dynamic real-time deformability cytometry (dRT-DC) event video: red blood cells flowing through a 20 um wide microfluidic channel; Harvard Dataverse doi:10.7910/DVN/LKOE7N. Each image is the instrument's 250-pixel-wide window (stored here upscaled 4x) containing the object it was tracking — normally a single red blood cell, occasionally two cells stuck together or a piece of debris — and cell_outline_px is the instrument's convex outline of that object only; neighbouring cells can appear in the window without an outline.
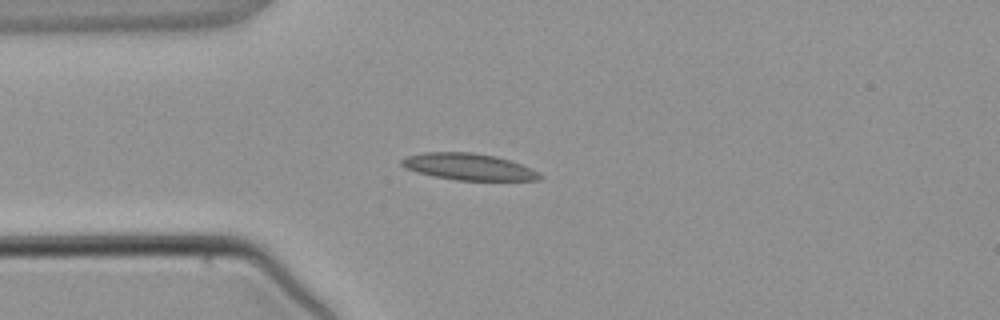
{"species": "common noctule bat (a hibernating species)", "species_latin": "Nyctalus noctula", "temperature_condition": "warm", "stored_images_in_passage": 3, "camera_frame_rate_fps": 3000, "um_per_image_px": 0.085, "animal": {"sex": "male", "body_mass_g": 21.5, "forearm_length_mm": 52.0}, "frame": {"image": 1, "passage_image": 2, "time_ms": 1.333, "image_size_px": [1000, 320], "cell_outline_px": [[540, 180], [456, 180], [432, 176], [416, 172], [404, 168], [400, 164], [400, 160], [404, 156], [424, 152], [472, 152], [496, 156], [520, 164], [536, 172], [540, 176]], "centroid_in_image_um": [39.7, 14.16], "position_along_channel_um": 45.3, "area_um2": 21.33}}
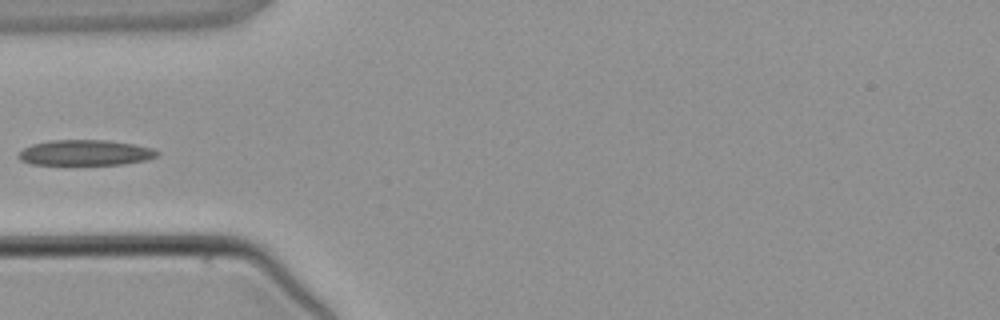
{"frame": {"image": 2, "passage_image": 3, "time_ms": 2.333, "image_size_px": [1000, 320], "cell_outline_px": [[160, 152], [156, 156], [148, 160], [124, 164], [32, 164], [20, 160], [16, 156], [24, 148], [32, 144], [48, 140], [108, 140], [132, 144], [152, 148]], "centroid_in_image_um": [7.24, 12.97], "position_along_channel_um": 77.8, "area_um2": 20.58}}